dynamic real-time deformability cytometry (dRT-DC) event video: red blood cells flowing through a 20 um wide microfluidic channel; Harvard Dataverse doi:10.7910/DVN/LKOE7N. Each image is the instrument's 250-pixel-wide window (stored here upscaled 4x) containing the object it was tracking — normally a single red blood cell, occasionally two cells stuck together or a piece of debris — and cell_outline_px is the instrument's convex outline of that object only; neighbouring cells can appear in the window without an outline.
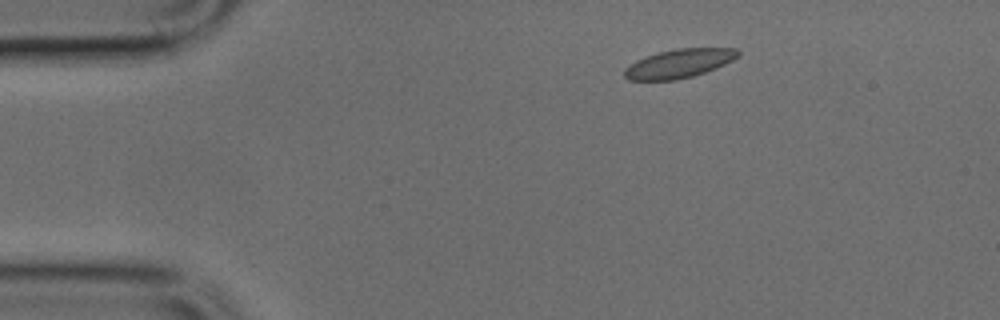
{"species": "common noctule bat (a hibernating species)", "species_latin": "Nyctalus noctula", "temperature_condition": "cold", "stored_images_in_passage": 3, "camera_frame_rate_fps": 3000, "um_per_image_px": 0.085, "animal": {"sex": "male", "body_mass_g": 17.9, "forearm_length_mm": 54.2}, "frame": {"image": 1, "passage_image": 2, "time_ms": 0.333, "image_size_px": [1000, 320], "cell_outline_px": [[740, 56], [716, 68], [692, 76], [676, 80], [628, 80], [624, 76], [624, 68], [628, 64], [644, 56], [676, 48], [736, 48], [740, 52]], "centroid_in_image_um": [57.69, 5.39], "position_along_channel_um": 27.3, "area_um2": 19.13}}